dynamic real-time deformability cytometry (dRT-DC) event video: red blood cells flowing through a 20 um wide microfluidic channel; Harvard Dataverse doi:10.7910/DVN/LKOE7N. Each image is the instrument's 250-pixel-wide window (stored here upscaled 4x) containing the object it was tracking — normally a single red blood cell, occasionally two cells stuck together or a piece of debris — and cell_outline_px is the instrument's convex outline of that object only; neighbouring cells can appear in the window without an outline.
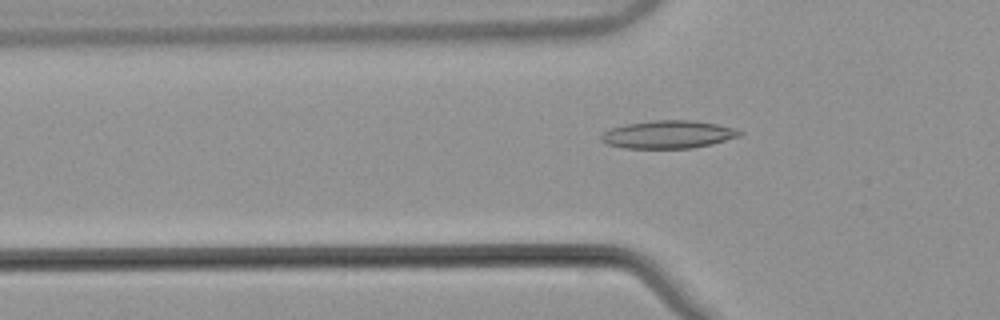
{"species": "common noctule bat (a hibernating species)", "species_latin": "Nyctalus noctula", "temperature_condition": "warm", "stored_images_in_passage": 44, "camera_frame_rate_fps": 3000, "um_per_image_px": 0.085, "animal": {"sex": "male", "body_mass_g": 21.5, "forearm_length_mm": 52.0}, "frame": {"image": 1, "passage_image": 9, "time_ms": 2.667, "image_size_px": [1000, 320], "cell_outline_px": [[744, 132], [740, 136], [712, 144], [692, 148], [624, 148], [608, 144], [600, 140], [600, 136], [604, 132], [612, 128], [628, 124], [652, 120], [692, 120], [716, 124], [732, 128]], "centroid_in_image_um": [56.8, 11.43], "position_along_channel_um": 69.0, "area_um2": 22.31}}
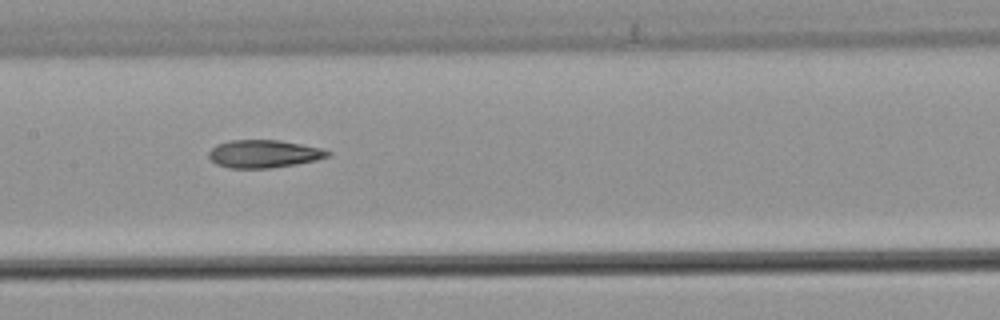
{"frame": {"image": 2, "passage_image": 18, "time_ms": 5.667, "image_size_px": [1000, 320], "cell_outline_px": [[332, 156], [316, 160], [296, 164], [272, 168], [228, 168], [216, 164], [208, 156], [208, 152], [216, 144], [228, 140], [280, 140], [320, 148], [332, 152]], "centroid_in_image_um": [22.42, 13.08], "position_along_channel_um": 185.0, "area_um2": 19.42}}
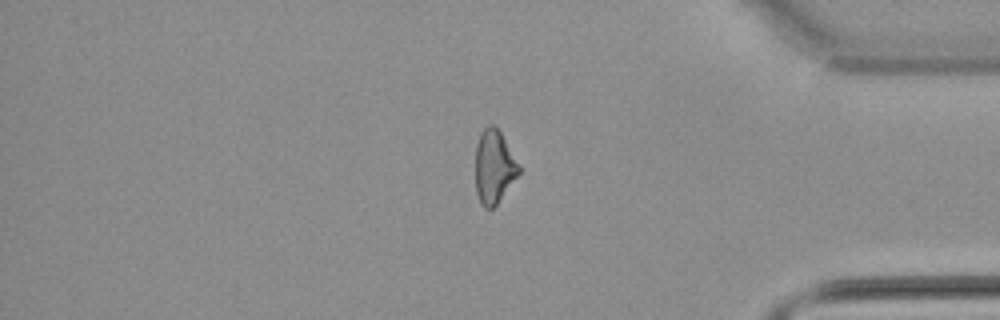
{"frame": {"image": 3, "passage_image": 36, "time_ms": 11.667, "image_size_px": [1000, 320], "cell_outline_px": [[520, 172], [496, 204], [492, 208], [484, 208], [480, 204], [476, 192], [476, 144], [480, 132], [488, 124], [492, 124], [500, 132], [520, 168]], "centroid_in_image_um": [41.95, 14.18], "position_along_channel_um": 393.2, "area_um2": 18.21}, "authors_computed_cell_mechanics": {"area_um2": 19.5075, "velocity_mm_per_s": 3.8617, "shape_relaxation_time_tau1_ms": null, "shape_relaxation_time_tau2_ms": 5.7551, "deformation_change_tau1": null, "deformation_change_tau2": 0.1547}}